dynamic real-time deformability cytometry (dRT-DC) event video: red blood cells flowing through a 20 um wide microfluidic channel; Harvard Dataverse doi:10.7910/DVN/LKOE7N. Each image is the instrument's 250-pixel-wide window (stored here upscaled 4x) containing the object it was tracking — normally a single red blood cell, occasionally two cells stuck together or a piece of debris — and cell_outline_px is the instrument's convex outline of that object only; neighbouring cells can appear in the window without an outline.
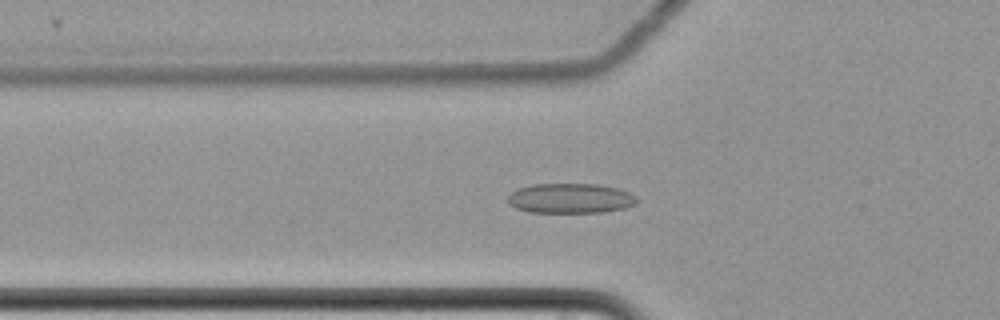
{"species": "common noctule bat (a hibernating species)", "species_latin": "Nyctalus noctula", "temperature_condition": "cold", "stored_images_in_passage": 61, "camera_frame_rate_fps": 3000, "um_per_image_px": 0.085, "animal": {"sex": "female", "body_mass_g": 22.7, "forearm_length_mm": 54.2}, "frame": {"image": 1, "passage_image": 23, "time_ms": 7.333, "image_size_px": [1000, 320], "cell_outline_px": [[636, 204], [624, 208], [604, 212], [532, 212], [516, 208], [508, 204], [508, 196], [516, 188], [532, 184], [596, 184], [620, 188], [636, 196]], "centroid_in_image_um": [48.48, 16.85], "position_along_channel_um": 77.3, "area_um2": 22.54}}
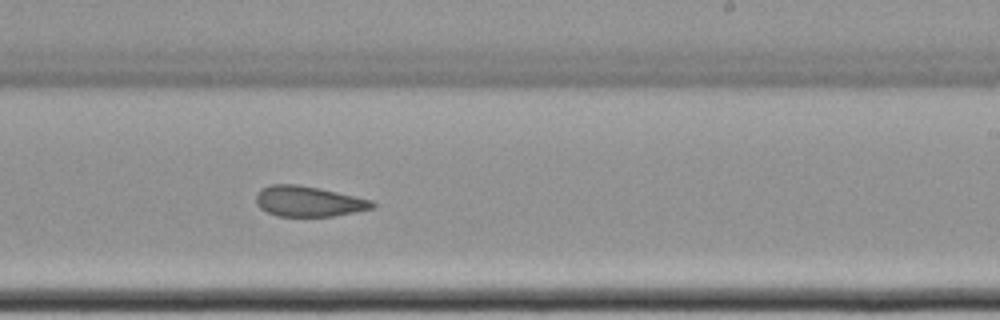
{"frame": {"image": 2, "passage_image": 39, "time_ms": 12.667, "image_size_px": [1000, 320], "cell_outline_px": [[376, 208], [332, 216], [276, 216], [260, 208], [256, 204], [256, 196], [260, 188], [272, 184], [296, 184], [320, 188], [372, 200], [376, 204]], "centroid_in_image_um": [26.22, 17.11], "position_along_channel_um": 262.8, "area_um2": 20.69}}
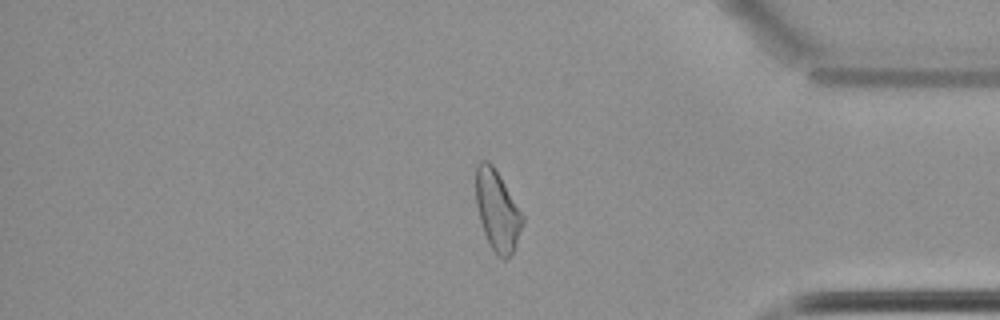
{"frame": {"image": 3, "passage_image": 52, "time_ms": 17.0, "image_size_px": [1000, 320], "cell_outline_px": [[524, 224], [512, 252], [504, 260], [496, 256], [484, 232], [480, 220], [476, 204], [476, 164], [480, 160], [488, 160], [492, 164], [500, 176], [524, 216]], "centroid_in_image_um": [42.27, 17.88], "position_along_channel_um": 392.9, "area_um2": 21.73}, "authors_computed_cell_mechanics": {"area_um2": 22.7732, "velocity_mm_per_s": 3.4843, "shape_relaxation_time_tau1_ms": null, "shape_relaxation_time_tau2_ms": 2.5541, "deformation_change_tau1": null, "deformation_change_tau2": 0.0992}}